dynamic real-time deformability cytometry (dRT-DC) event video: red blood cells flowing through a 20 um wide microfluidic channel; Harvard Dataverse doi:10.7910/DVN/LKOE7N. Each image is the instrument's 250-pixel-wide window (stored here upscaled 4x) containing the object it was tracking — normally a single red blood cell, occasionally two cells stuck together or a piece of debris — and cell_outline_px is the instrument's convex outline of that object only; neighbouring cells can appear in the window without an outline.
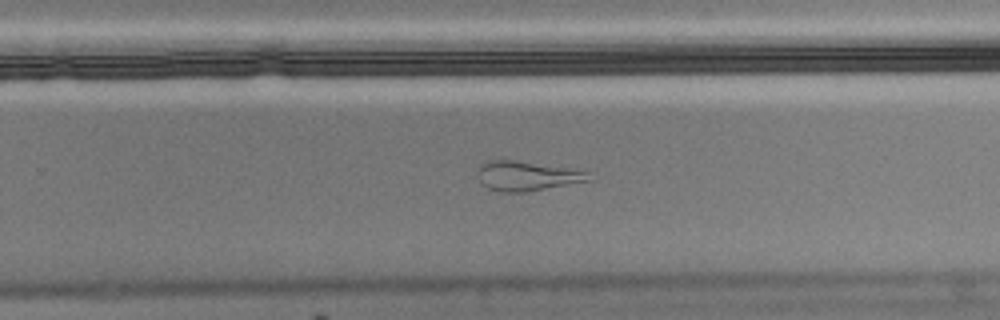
{"species": "Egyptian fruit bat (a non-hibernating species)", "species_latin": "Rousettus aegyptiacus", "temperature_condition": "cold", "stored_images_in_passage": 57, "camera_frame_rate_fps": 3000, "um_per_image_px": 0.085, "animal": {"sex": "male"}, "frame": {"image": 1, "passage_image": 36, "time_ms": 11.667, "image_size_px": [1000, 320], "cell_outline_px": [[592, 180], [528, 192], [500, 192], [488, 188], [480, 184], [476, 176], [476, 172], [480, 164], [484, 160], [516, 160], [568, 168], [588, 172]], "centroid_in_image_um": [44.71, 14.96], "position_along_channel_um": 285.1, "area_um2": 19.48}}
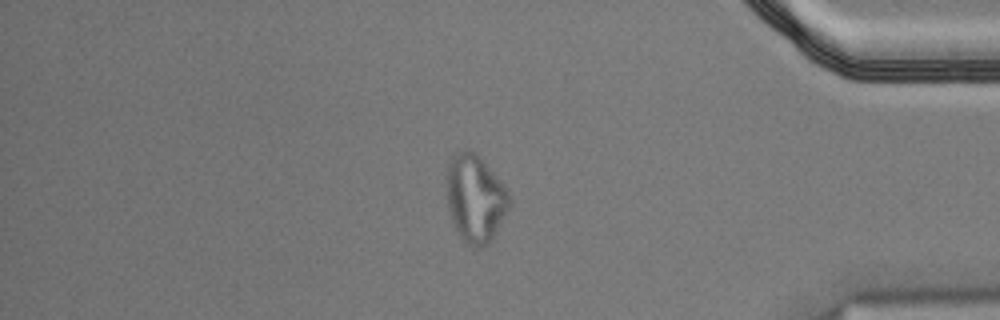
{"frame": {"image": 2, "passage_image": 48, "time_ms": 15.667, "image_size_px": [1000, 320], "cell_outline_px": [[508, 208], [492, 240], [488, 244], [480, 248], [476, 248], [468, 244], [460, 236], [452, 220], [448, 208], [448, 164], [452, 156], [456, 152], [468, 148], [484, 164], [508, 192]], "centroid_in_image_um": [40.37, 16.91], "position_along_channel_um": 394.8, "area_um2": 30.75}, "authors_computed_cell_mechanics": {"area_um2": 18.0336, "velocity_mm_per_s": 3.4878, "shape_relaxation_time_tau1_ms": null, "shape_relaxation_time_tau2_ms": 3.5454, "deformation_change_tau1": null, "deformation_change_tau2": 0.1143}}